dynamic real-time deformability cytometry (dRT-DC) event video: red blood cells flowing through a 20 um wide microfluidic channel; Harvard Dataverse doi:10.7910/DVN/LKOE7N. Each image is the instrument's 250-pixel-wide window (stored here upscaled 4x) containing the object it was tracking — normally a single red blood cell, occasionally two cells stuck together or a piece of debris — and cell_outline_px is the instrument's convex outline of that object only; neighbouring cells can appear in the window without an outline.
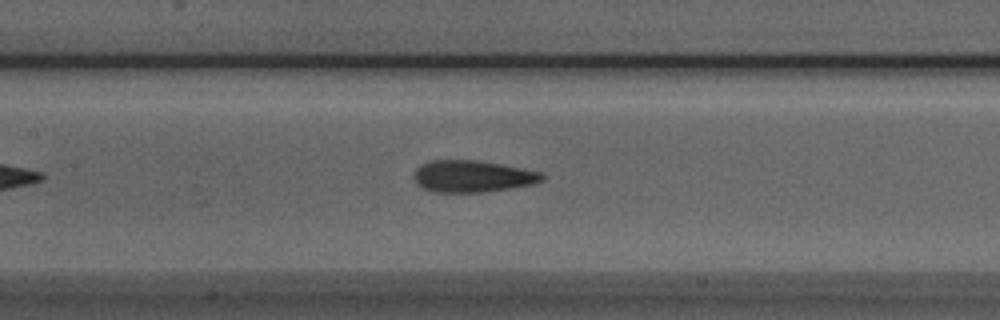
{"species": "Egyptian fruit bat (a non-hibernating species)", "species_latin": "Rousettus aegyptiacus", "temperature_condition": "room temperature", "stored_images_in_passage": 28, "camera_frame_rate_fps": 3000, "um_per_image_px": 0.085, "animal": {"sex": "male"}, "frame": {"image": 1, "passage_image": 15, "time_ms": 4.667, "image_size_px": [1000, 320], "cell_outline_px": [[548, 176], [544, 180], [536, 184], [484, 192], [432, 192], [420, 188], [416, 184], [412, 176], [416, 168], [420, 164], [432, 160], [476, 160], [500, 164], [540, 172]], "centroid_in_image_um": [40.13, 14.99], "position_along_channel_um": 167.3, "area_um2": 24.1}}
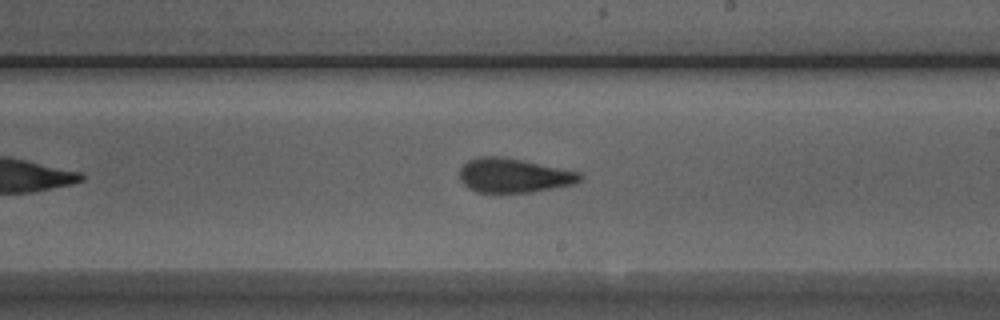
{"frame": {"image": 2, "passage_image": 21, "time_ms": 6.667, "image_size_px": [1000, 320], "cell_outline_px": [[584, 176], [580, 180], [572, 184], [532, 192], [476, 192], [468, 188], [460, 180], [460, 168], [468, 160], [476, 156], [500, 156], [524, 160], [580, 172]], "centroid_in_image_um": [43.64, 14.9], "position_along_channel_um": 245.4, "area_um2": 24.04}}
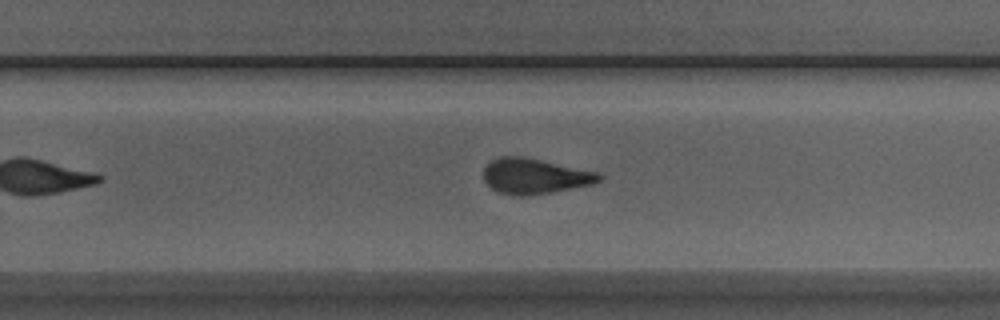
{"frame": {"image": 3, "passage_image": 24, "time_ms": 7.667, "image_size_px": [1000, 320], "cell_outline_px": [[604, 176], [600, 180], [592, 184], [552, 192], [528, 196], [520, 196], [500, 192], [492, 188], [484, 180], [484, 168], [492, 160], [500, 156], [524, 156], [600, 172]], "centroid_in_image_um": [45.49, 14.96], "position_along_channel_um": 284.3, "area_um2": 23.87}}